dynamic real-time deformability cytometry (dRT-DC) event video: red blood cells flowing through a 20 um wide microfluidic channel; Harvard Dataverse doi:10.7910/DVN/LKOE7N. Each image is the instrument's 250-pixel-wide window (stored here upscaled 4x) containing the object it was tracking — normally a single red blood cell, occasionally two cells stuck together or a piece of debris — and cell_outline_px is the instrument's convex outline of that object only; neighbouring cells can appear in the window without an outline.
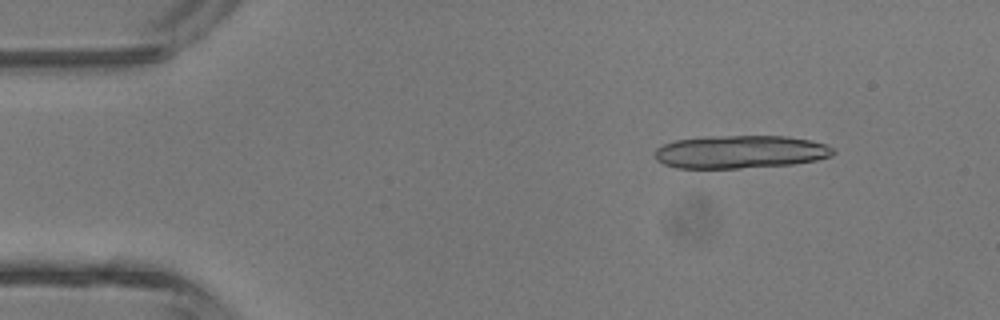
{"species": "common noctule bat (a hibernating species)", "species_latin": "Nyctalus noctula", "temperature_condition": "room temperature", "stored_images_in_passage": 3, "camera_frame_rate_fps": 3000, "um_per_image_px": 0.085, "animal": {"sex": "male", "body_mass_g": 13.3}, "frame": {"image": 1, "passage_image": 1, "time_ms": 0.0, "image_size_px": [1000, 320], "cell_outline_px": [[836, 152], [832, 156], [816, 160], [792, 164], [740, 168], [676, 168], [664, 164], [656, 160], [656, 148], [664, 144], [676, 140], [708, 136], [788, 136], [808, 140], [824, 144], [832, 148]], "centroid_in_image_um": [62.92, 12.91], "position_along_channel_um": 22.1, "area_um2": 34.22}}
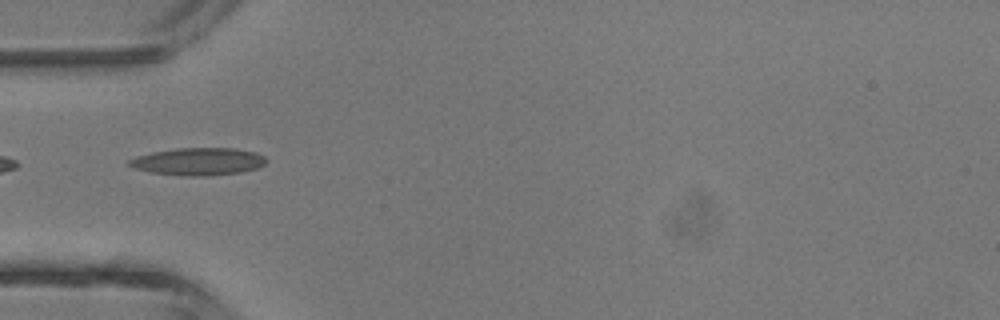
{"frame": {"image": 2, "passage_image": 3, "time_ms": 3.0, "image_size_px": [1000, 320], "cell_outline_px": [[268, 160], [264, 164], [256, 168], [240, 172], [208, 176], [188, 176], [148, 172], [132, 168], [124, 164], [128, 160], [136, 156], [152, 152], [176, 148], [236, 148], [256, 152], [264, 156]], "centroid_in_image_um": [16.81, 13.73], "position_along_channel_um": 68.2, "area_um2": 22.2}}